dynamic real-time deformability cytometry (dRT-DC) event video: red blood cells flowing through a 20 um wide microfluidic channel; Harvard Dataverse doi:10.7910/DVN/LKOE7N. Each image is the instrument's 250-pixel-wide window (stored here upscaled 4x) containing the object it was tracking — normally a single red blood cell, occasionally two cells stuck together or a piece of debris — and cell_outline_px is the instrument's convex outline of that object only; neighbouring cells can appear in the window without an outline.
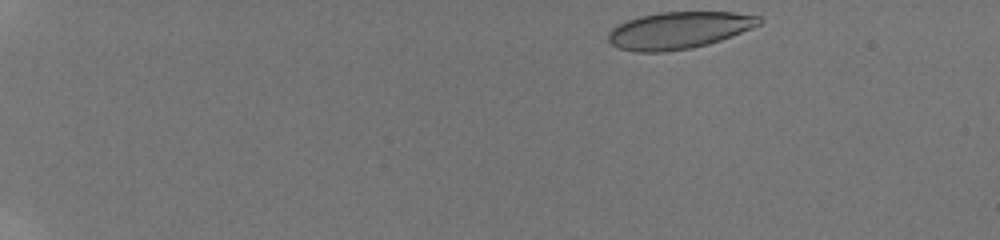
{"species": "human", "species_latin": "Homo sapiens", "temperature_condition": "room temperature", "stored_images_in_passage": 13, "camera_frame_rate_fps": 3000, "um_per_image_px": 0.085, "donor": {"sex": "male"}, "frame": {"image": 1, "passage_image": 1, "time_ms": 0.0, "image_size_px": [1000, 240], "cell_outline_px": [[764, 20], [760, 24], [732, 36], [708, 44], [692, 48], [664, 52], [636, 52], [620, 48], [612, 44], [608, 40], [608, 32], [612, 28], [628, 20], [640, 16], [660, 12], [736, 12], [760, 16]], "centroid_in_image_um": [57.72, 2.57], "position_along_channel_um": 27.3, "area_um2": 32.48}}
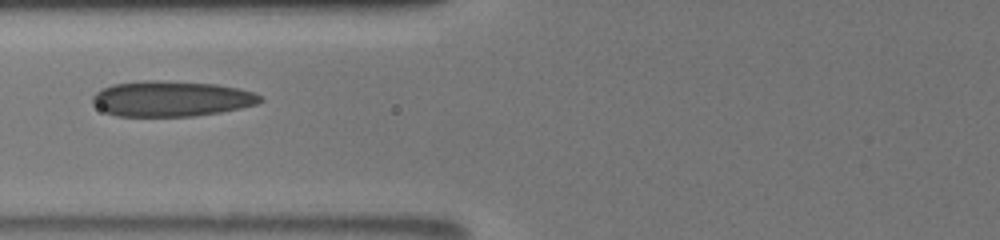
{"frame": {"image": 2, "passage_image": 10, "time_ms": 5.667, "image_size_px": [1000, 240], "cell_outline_px": [[264, 100], [256, 104], [240, 108], [220, 112], [196, 116], [116, 116], [104, 112], [92, 104], [92, 96], [100, 88], [112, 84], [144, 80], [156, 80], [216, 84], [240, 88], [252, 92], [260, 96]], "centroid_in_image_um": [14.52, 8.39], "position_along_channel_um": 111.3, "area_um2": 34.91}}
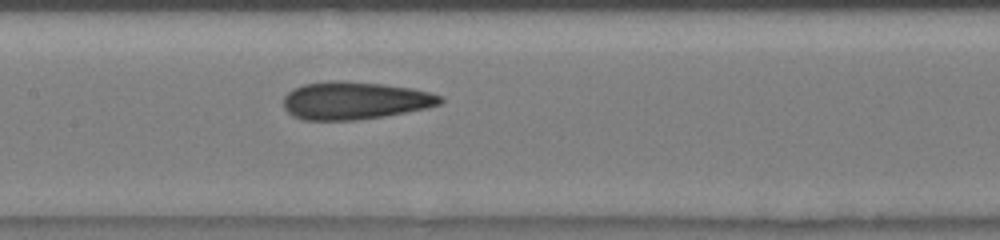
{"frame": {"image": 3, "passage_image": 13, "time_ms": 7.333, "image_size_px": [1000, 240], "cell_outline_px": [[444, 100], [440, 104], [428, 108], [384, 116], [356, 120], [304, 120], [292, 116], [284, 108], [284, 96], [292, 88], [304, 84], [332, 80], [344, 80], [384, 84], [412, 88], [428, 92], [440, 96]], "centroid_in_image_um": [30.13, 8.54], "position_along_channel_um": 177.3, "area_um2": 34.62}}